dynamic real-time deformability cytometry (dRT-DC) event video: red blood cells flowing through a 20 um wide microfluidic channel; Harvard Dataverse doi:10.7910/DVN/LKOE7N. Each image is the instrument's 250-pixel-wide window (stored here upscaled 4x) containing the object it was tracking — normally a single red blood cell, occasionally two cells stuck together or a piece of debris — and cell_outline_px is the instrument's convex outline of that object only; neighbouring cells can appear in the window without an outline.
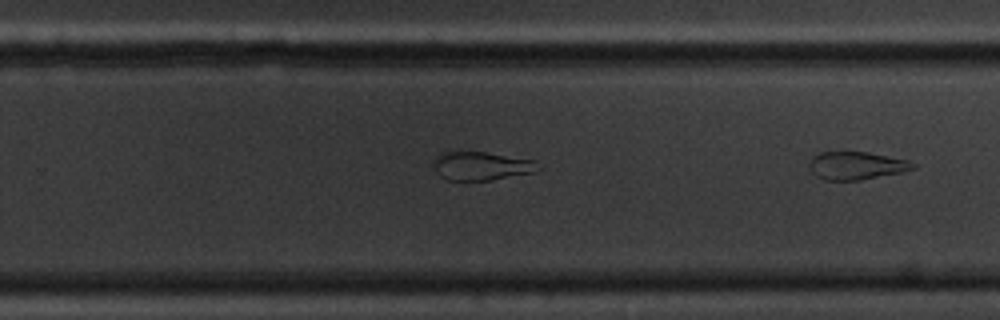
{"species": "common noctule bat (a hibernating species)", "species_latin": "Nyctalus noctula", "temperature_condition": "cold", "stored_images_in_passage": 18, "camera_frame_rate_fps": 3000, "um_per_image_px": 0.085, "animal": {"sex": "male", "body_mass_g": 20.1, "forearm_length_mm": 53.5}, "frame": {"image": 1, "passage_image": 18, "time_ms": 5.667, "image_size_px": [1000, 320], "cell_outline_px": [[916, 168], [904, 172], [860, 180], [824, 180], [816, 176], [812, 172], [808, 164], [812, 156], [816, 152], [868, 152], [908, 160], [916, 164]], "centroid_in_image_um": [72.79, 14.08], "position_along_channel_um": 257.0, "area_um2": 17.05}}